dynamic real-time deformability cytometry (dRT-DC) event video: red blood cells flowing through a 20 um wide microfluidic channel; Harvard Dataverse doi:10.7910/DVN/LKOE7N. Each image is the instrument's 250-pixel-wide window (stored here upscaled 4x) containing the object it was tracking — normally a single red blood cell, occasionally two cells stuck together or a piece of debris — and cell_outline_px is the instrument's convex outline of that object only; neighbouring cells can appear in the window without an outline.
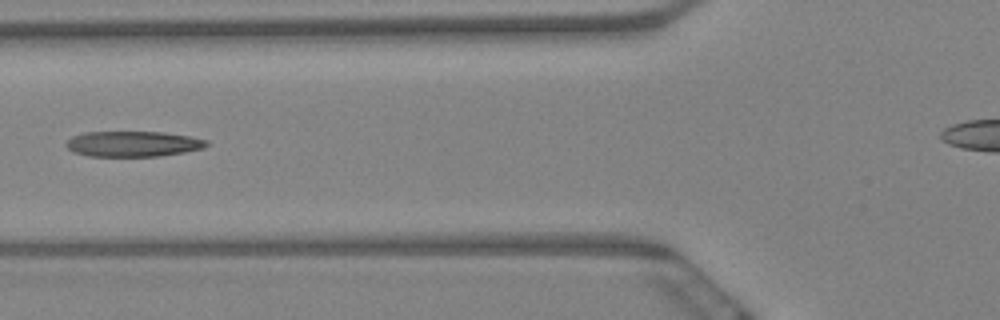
{"species": "Egyptian fruit bat (a non-hibernating species)", "species_latin": "Rousettus aegyptiacus", "temperature_condition": "warm", "stored_images_in_passage": 10, "camera_frame_rate_fps": 3000, "um_per_image_px": 0.085, "animal": {"sex": "female"}, "frame": {"image": 1, "passage_image": 7, "time_ms": 2.0, "image_size_px": [1000, 320], "cell_outline_px": [[208, 144], [204, 148], [184, 152], [160, 156], [88, 156], [72, 152], [64, 144], [72, 136], [84, 132], [164, 132], [188, 136], [208, 140]], "centroid_in_image_um": [11.28, 12.23], "position_along_channel_um": 114.5, "area_um2": 20.92}}
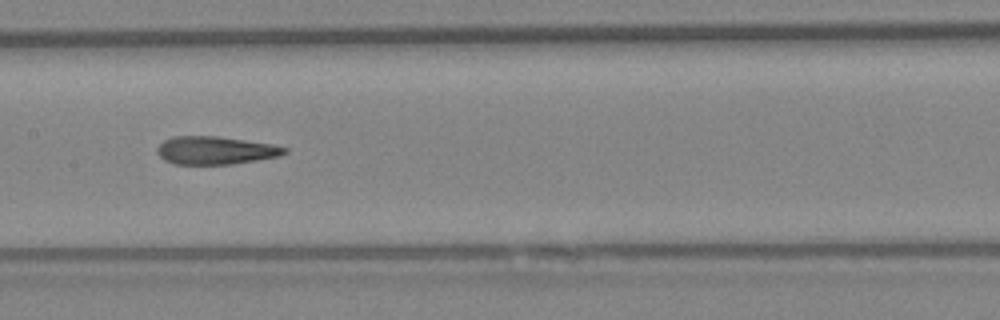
{"frame": {"image": 2, "passage_image": 9, "time_ms": 2.667, "image_size_px": [1000, 320], "cell_outline_px": [[288, 152], [276, 156], [256, 160], [232, 164], [176, 164], [164, 160], [156, 152], [156, 148], [164, 140], [172, 136], [216, 136], [272, 144], [288, 148]], "centroid_in_image_um": [18.27, 12.78], "position_along_channel_um": 189.1, "area_um2": 20.63}}